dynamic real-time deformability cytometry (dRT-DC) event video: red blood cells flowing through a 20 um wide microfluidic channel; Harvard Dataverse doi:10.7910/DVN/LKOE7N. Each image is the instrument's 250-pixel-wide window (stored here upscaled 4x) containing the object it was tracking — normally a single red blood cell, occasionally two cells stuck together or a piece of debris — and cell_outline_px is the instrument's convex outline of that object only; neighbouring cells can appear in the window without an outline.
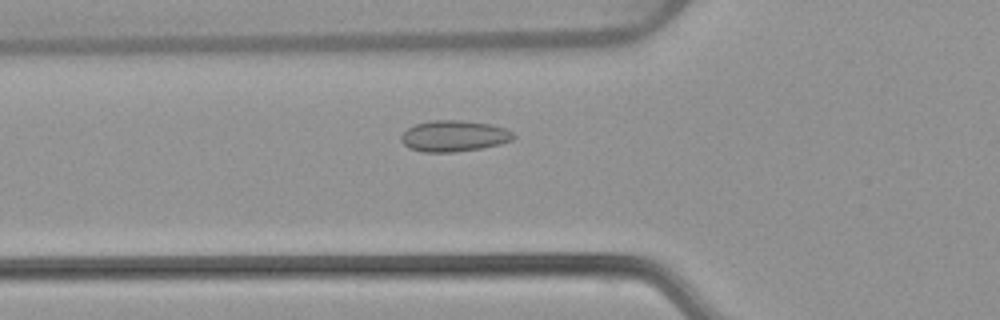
{"species": "common noctule bat (a hibernating species)", "species_latin": "Nyctalus noctula", "temperature_condition": "warm", "stored_images_in_passage": 46, "camera_frame_rate_fps": 3000, "um_per_image_px": 0.085, "animal": {"sex": "female", "body_mass_g": 22.7, "forearm_length_mm": 54.2}, "frame": {"image": 1, "passage_image": 12, "time_ms": 3.667, "image_size_px": [1000, 320], "cell_outline_px": [[516, 136], [512, 140], [500, 144], [480, 148], [456, 152], [424, 152], [408, 148], [400, 140], [400, 136], [408, 128], [416, 124], [432, 120], [460, 120], [492, 124], [504, 128], [512, 132]], "centroid_in_image_um": [38.58, 11.56], "position_along_channel_um": 87.2, "area_um2": 20.4}}
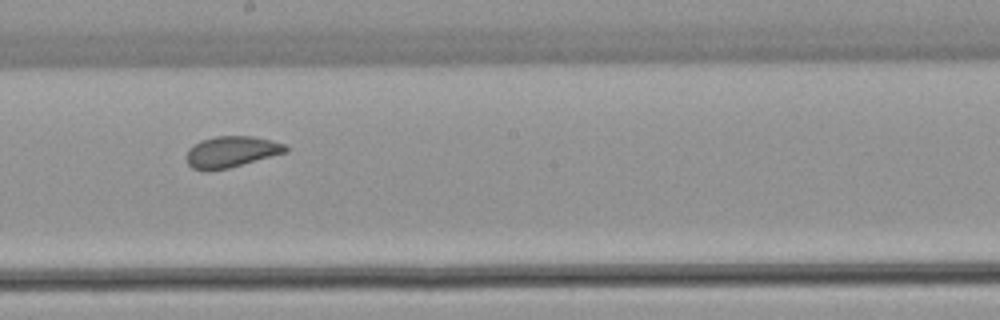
{"frame": {"image": 2, "passage_image": 23, "time_ms": 7.333, "image_size_px": [1000, 320], "cell_outline_px": [[288, 152], [228, 168], [208, 172], [204, 172], [192, 168], [188, 164], [184, 156], [188, 148], [200, 140], [216, 136], [252, 136], [272, 140], [284, 144], [288, 148]], "centroid_in_image_um": [19.61, 12.91], "position_along_channel_um": 228.6, "area_um2": 18.38}}
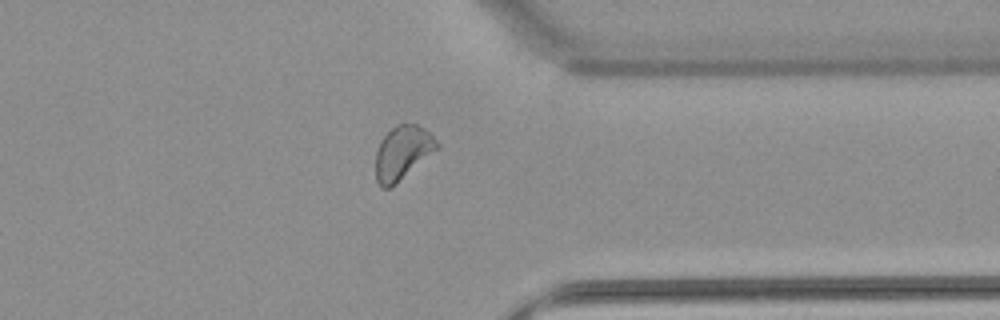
{"frame": {"image": 3, "passage_image": 35, "time_ms": 11.333, "image_size_px": [1000, 320], "cell_outline_px": [[440, 148], [388, 188], [384, 188], [376, 180], [376, 152], [380, 140], [396, 124], [416, 124], [424, 128], [440, 144]], "centroid_in_image_um": [34.22, 12.94], "position_along_channel_um": 377.2, "area_um2": 18.79}, "authors_computed_cell_mechanics": {"area_um2": 18.9873, "velocity_mm_per_s": 3.8607, "shape_relaxation_time_tau1_ms": 6.326, "shape_relaxation_time_tau2_ms": 1.1617, "deformation_change_tau1": 0.0979, "deformation_change_tau2": 0.052}}